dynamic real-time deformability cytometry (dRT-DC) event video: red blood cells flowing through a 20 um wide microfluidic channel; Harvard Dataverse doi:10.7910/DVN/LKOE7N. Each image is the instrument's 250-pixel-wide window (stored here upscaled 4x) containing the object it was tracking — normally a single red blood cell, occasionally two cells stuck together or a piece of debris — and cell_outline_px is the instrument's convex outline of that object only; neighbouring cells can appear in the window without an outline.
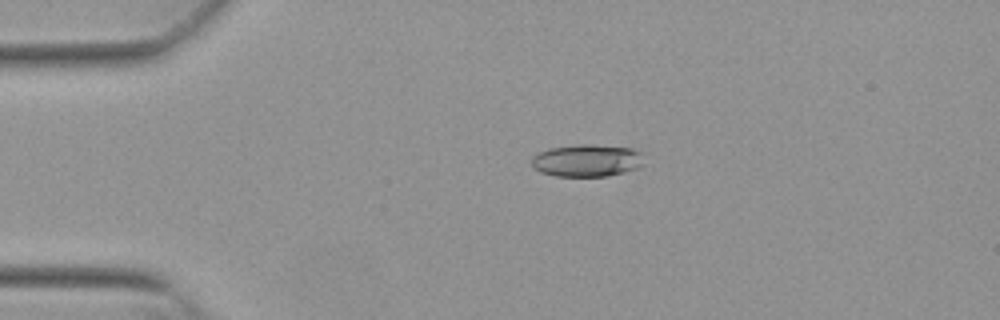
{"species": "Egyptian fruit bat (a non-hibernating species)", "species_latin": "Rousettus aegyptiacus", "temperature_condition": "warm", "stored_images_in_passage": 53, "camera_frame_rate_fps": 3000, "um_per_image_px": 0.085, "animal": {"sex": "female"}, "frame": {"image": 1, "passage_image": 11, "time_ms": 3.333, "image_size_px": [1000, 320], "cell_outline_px": [[644, 164], [636, 168], [624, 172], [608, 176], [556, 176], [540, 172], [532, 168], [532, 156], [548, 148], [580, 144], [588, 144], [632, 148], [644, 152]], "centroid_in_image_um": [49.91, 13.64], "position_along_channel_um": 35.1, "area_um2": 21.44}}
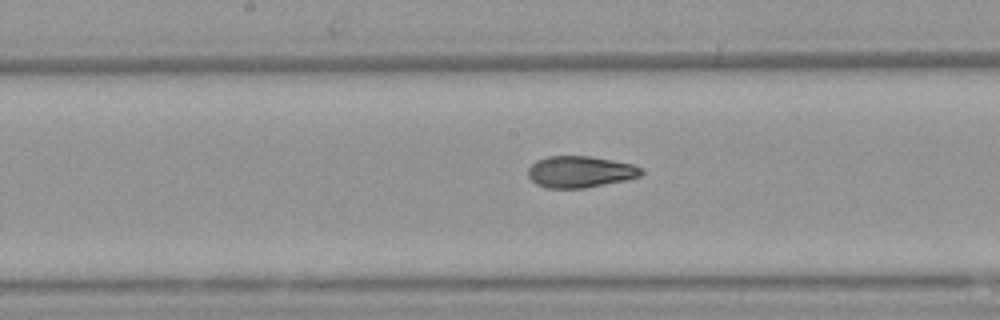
{"frame": {"image": 2, "passage_image": 27, "time_ms": 8.667, "image_size_px": [1000, 320], "cell_outline_px": [[644, 172], [640, 176], [628, 180], [584, 188], [544, 188], [536, 184], [528, 176], [528, 168], [536, 160], [548, 156], [592, 156], [636, 164], [644, 168]], "centroid_in_image_um": [49.36, 14.6], "position_along_channel_um": 198.8, "area_um2": 21.21}}
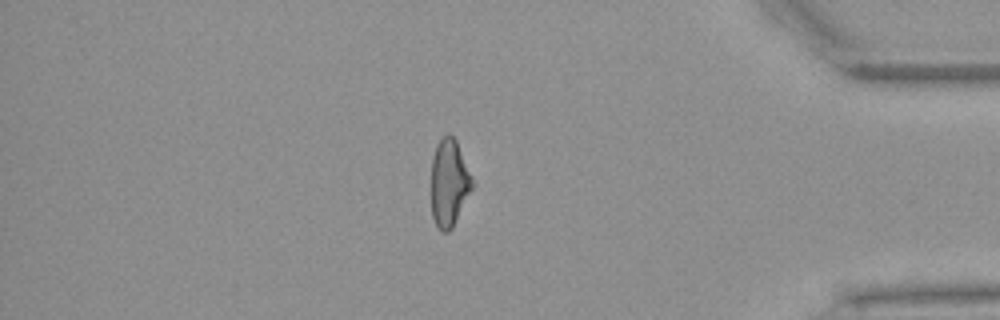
{"frame": {"image": 3, "passage_image": 45, "time_ms": 14.667, "image_size_px": [1000, 320], "cell_outline_px": [[476, 184], [452, 228], [448, 232], [444, 232], [436, 224], [432, 216], [432, 156], [436, 144], [448, 132], [456, 140]], "centroid_in_image_um": [38.21, 15.53], "position_along_channel_um": 397.0, "area_um2": 21.04}, "authors_computed_cell_mechanics": {"area_um2": 21.5594, "velocity_mm_per_s": 3.8482, "shape_relaxation_time_tau1_ms": 7.3337, "shape_relaxation_time_tau2_ms": 1.7297, "deformation_change_tau1": 0.2045, "deformation_change_tau2": 0.0752}}